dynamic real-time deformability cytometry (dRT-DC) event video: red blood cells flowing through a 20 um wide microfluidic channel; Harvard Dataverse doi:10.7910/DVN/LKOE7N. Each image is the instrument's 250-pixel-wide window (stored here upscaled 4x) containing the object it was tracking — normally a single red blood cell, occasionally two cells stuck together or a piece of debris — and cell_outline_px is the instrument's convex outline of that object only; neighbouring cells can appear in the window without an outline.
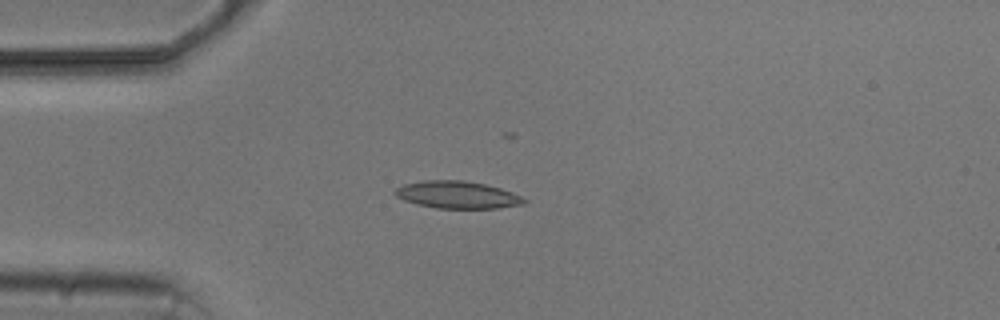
{"species": "common noctule bat (a hibernating species)", "species_latin": "Nyctalus noctula", "temperature_condition": "cold", "stored_images_in_passage": 4, "camera_frame_rate_fps": 3000, "um_per_image_px": 0.085, "animal": {"sex": "male", "body_mass_g": 20.5, "forearm_length_mm": 52.5}, "frame": {"image": 1, "passage_image": 4, "time_ms": 3.333, "image_size_px": [1000, 320], "cell_outline_px": [[528, 200], [524, 204], [496, 208], [436, 208], [404, 200], [396, 196], [392, 192], [396, 188], [404, 184], [424, 180], [464, 180], [484, 184], [500, 188], [512, 192]], "centroid_in_image_um": [38.87, 16.55], "position_along_channel_um": 46.1, "area_um2": 20.4}}